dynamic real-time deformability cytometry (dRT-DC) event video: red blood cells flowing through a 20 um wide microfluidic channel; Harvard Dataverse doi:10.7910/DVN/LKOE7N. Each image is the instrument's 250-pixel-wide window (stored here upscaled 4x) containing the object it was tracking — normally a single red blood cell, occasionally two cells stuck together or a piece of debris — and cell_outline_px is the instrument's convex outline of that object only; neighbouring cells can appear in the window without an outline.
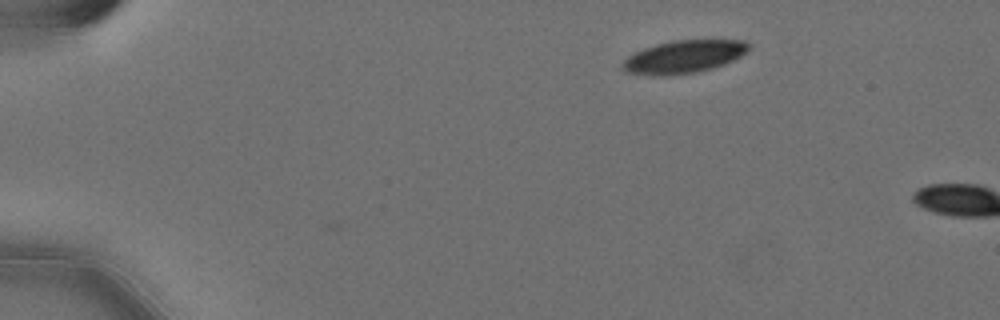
{"species": "Egyptian fruit bat (a non-hibernating species)", "species_latin": "Rousettus aegyptiacus", "temperature_condition": "cold", "stored_images_in_passage": 2, "camera_frame_rate_fps": 3000, "um_per_image_px": 0.085, "animal": {"sex": "female"}, "frame": {"image": 1, "passage_image": 1, "time_ms": 0.0, "image_size_px": [1000, 320], "cell_outline_px": [[748, 48], [740, 56], [724, 64], [712, 68], [696, 72], [664, 76], [652, 76], [628, 72], [620, 68], [620, 64], [628, 56], [644, 48], [656, 44], [672, 40], [744, 40], [748, 44]], "centroid_in_image_um": [58.06, 4.83], "position_along_channel_um": 26.9, "area_um2": 23.99}}